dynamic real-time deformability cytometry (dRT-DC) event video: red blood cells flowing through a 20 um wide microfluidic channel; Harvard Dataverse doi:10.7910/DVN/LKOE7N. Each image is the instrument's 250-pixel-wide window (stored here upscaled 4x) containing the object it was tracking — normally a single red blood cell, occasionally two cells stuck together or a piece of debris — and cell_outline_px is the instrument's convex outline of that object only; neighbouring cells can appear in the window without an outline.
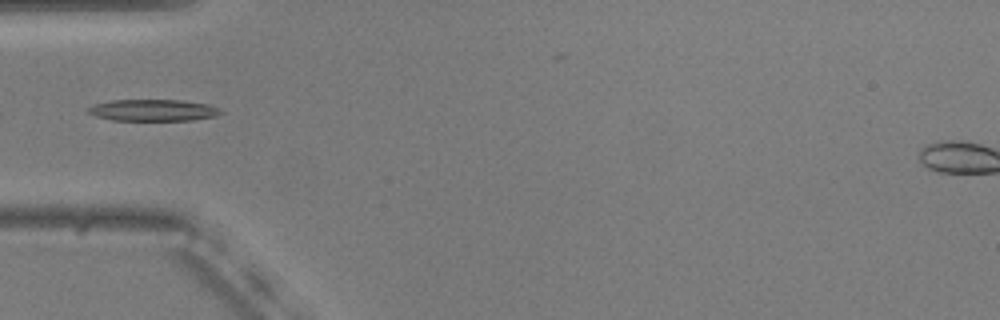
{"species": "common noctule bat (a hibernating species)", "species_latin": "Nyctalus noctula", "temperature_condition": "warm", "stored_images_in_passage": 27, "camera_frame_rate_fps": 3000, "um_per_image_px": 0.085, "animal": {"sex": "male", "body_mass_g": 20.5, "forearm_length_mm": 52.5}, "frame": {"image": 1, "passage_image": 1, "time_ms": 0.0, "image_size_px": [1000, 320], "cell_outline_px": [[224, 112], [216, 116], [192, 120], [112, 120], [96, 116], [88, 112], [88, 108], [92, 104], [112, 100], [180, 100], [208, 104], [220, 108]], "centroid_in_image_um": [13.03, 9.36], "position_along_channel_um": 72.0, "area_um2": 16.7}}
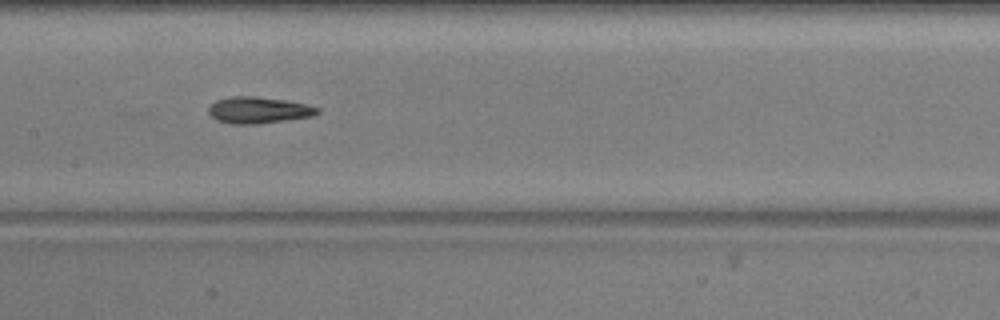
{"frame": {"image": 2, "passage_image": 10, "time_ms": 3.0, "image_size_px": [1000, 320], "cell_outline_px": [[320, 112], [312, 116], [256, 124], [232, 124], [216, 120], [208, 112], [208, 108], [216, 100], [228, 96], [256, 96], [284, 100], [304, 104], [320, 108]], "centroid_in_image_um": [21.94, 9.35], "position_along_channel_um": 185.5, "area_um2": 16.7}}
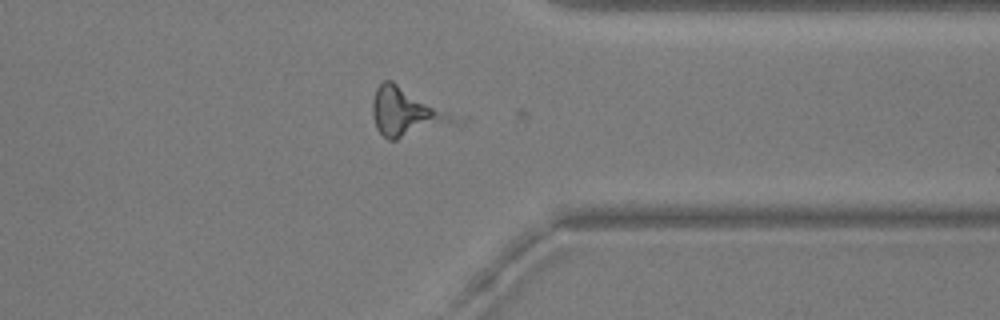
{"frame": {"image": 3, "passage_image": 26, "time_ms": 8.333, "image_size_px": [1000, 320], "cell_outline_px": [[468, 120], [464, 124], [396, 140], [388, 140], [376, 128], [372, 116], [372, 100], [376, 88], [384, 80], [392, 80], [468, 116]], "centroid_in_image_um": [34.84, 9.55], "position_along_channel_um": 376.6, "area_um2": 25.61}}